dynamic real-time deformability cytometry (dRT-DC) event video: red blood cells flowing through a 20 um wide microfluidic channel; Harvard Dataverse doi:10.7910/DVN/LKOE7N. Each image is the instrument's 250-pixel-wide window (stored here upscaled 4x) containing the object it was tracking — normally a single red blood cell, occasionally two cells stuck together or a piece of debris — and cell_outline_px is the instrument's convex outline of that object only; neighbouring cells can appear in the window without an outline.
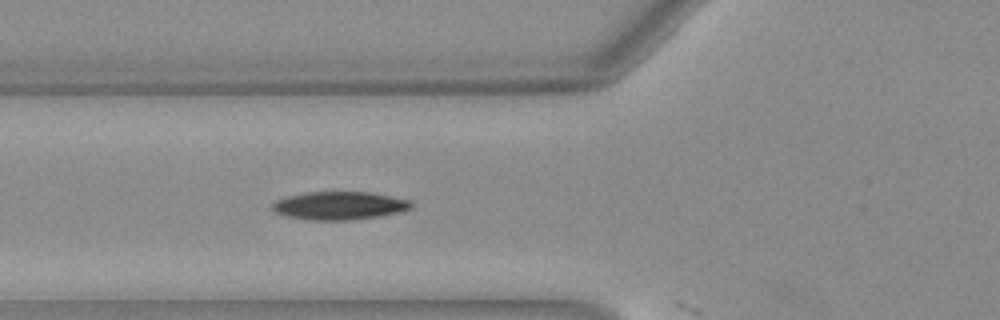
{"species": "Egyptian fruit bat (a non-hibernating species)", "species_latin": "Rousettus aegyptiacus", "temperature_condition": "warm", "stored_images_in_passage": 20, "camera_frame_rate_fps": 3000, "um_per_image_px": 0.085, "animal": {"sex": "female"}, "frame": {"image": 1, "passage_image": 19, "time_ms": 6.0, "image_size_px": [1000, 320], "cell_outline_px": [[412, 208], [400, 212], [380, 216], [348, 220], [312, 220], [288, 216], [276, 212], [272, 208], [272, 204], [276, 200], [288, 196], [308, 192], [368, 192], [408, 200], [412, 204]], "centroid_in_image_um": [28.84, 17.48], "position_along_channel_um": 97.0, "area_um2": 22.43}}